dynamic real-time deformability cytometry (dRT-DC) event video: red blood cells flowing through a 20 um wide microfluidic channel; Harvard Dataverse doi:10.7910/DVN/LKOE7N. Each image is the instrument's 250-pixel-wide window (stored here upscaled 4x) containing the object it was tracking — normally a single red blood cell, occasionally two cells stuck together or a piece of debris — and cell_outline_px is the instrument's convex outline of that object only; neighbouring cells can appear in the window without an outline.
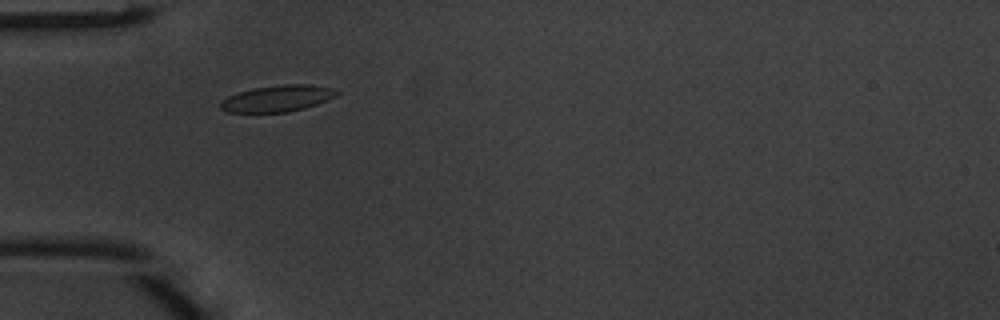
{"species": "common noctule bat (a hibernating species)", "species_latin": "Nyctalus noctula", "temperature_condition": "warm", "stored_images_in_passage": 3, "camera_frame_rate_fps": 3000, "um_per_image_px": 0.085, "animal": {"sex": "male", "body_mass_g": 20.1, "forearm_length_mm": 53.5}, "frame": {"image": 1, "passage_image": 1, "time_ms": 0.0, "image_size_px": [1000, 320], "cell_outline_px": [[340, 92], [336, 96], [328, 100], [304, 108], [288, 112], [228, 112], [220, 108], [220, 100], [228, 96], [252, 88], [280, 84], [304, 84], [332, 88]], "centroid_in_image_um": [23.57, 8.36], "position_along_channel_um": 61.4, "area_um2": 17.86}}
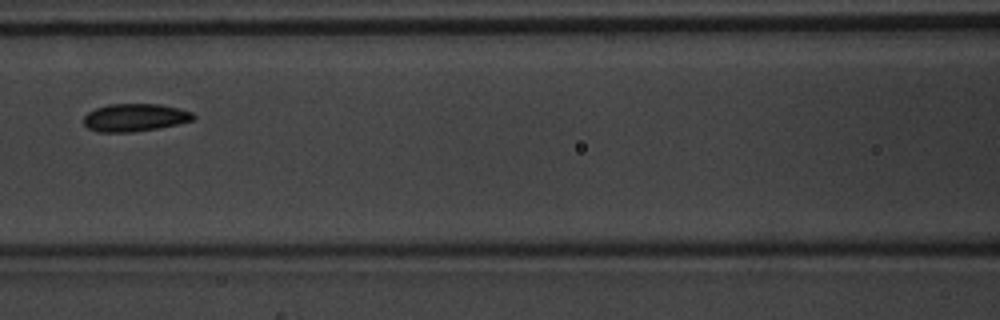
{"frame": {"image": 2, "passage_image": 3, "time_ms": 0.667, "image_size_px": [1000, 320], "cell_outline_px": [[196, 116], [192, 120], [180, 124], [160, 128], [132, 132], [96, 132], [88, 128], [84, 124], [84, 116], [88, 112], [96, 108], [108, 104], [160, 104], [192, 112]], "centroid_in_image_um": [11.46, 10.0], "position_along_channel_um": 155.1, "area_um2": 17.8}}